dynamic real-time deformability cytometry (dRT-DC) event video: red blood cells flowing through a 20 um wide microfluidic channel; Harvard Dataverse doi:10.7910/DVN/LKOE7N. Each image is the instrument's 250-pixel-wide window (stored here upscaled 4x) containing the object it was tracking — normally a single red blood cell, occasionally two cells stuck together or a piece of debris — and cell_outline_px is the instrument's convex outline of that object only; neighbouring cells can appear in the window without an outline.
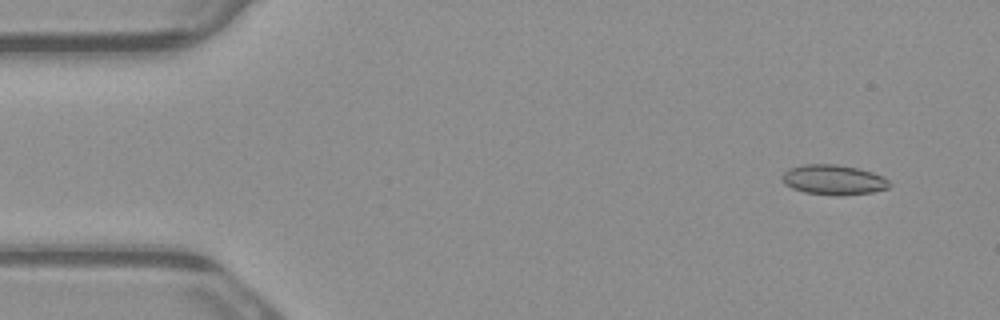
{"species": "common noctule bat (a hibernating species)", "species_latin": "Nyctalus noctula", "temperature_condition": "warm", "stored_images_in_passage": 1, "camera_frame_rate_fps": 3000, "um_per_image_px": 0.085, "animal": {"sex": "male", "body_mass_g": 23.1, "forearm_length_mm": 52.7}, "frame": {"image": 1, "passage_image": 1, "time_ms": 0.0, "image_size_px": [1000, 320], "cell_outline_px": [[892, 184], [888, 188], [872, 192], [840, 196], [836, 196], [804, 192], [792, 188], [784, 184], [780, 176], [788, 168], [804, 164], [836, 164], [856, 168], [872, 172], [888, 180]], "centroid_in_image_um": [70.81, 15.29], "position_along_channel_um": 14.2, "area_um2": 18.84}}